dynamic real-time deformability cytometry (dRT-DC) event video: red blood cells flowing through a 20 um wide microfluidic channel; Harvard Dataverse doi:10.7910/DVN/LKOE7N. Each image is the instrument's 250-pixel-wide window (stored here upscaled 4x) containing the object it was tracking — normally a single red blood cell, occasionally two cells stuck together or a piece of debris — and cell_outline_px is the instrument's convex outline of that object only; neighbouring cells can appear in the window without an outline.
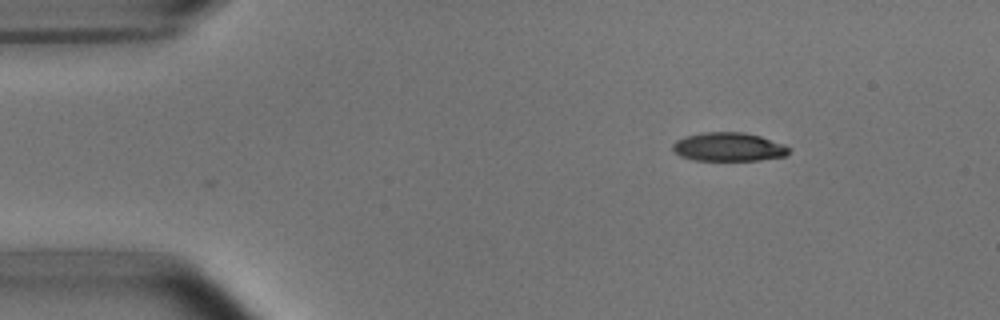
{"species": "common noctule bat (a hibernating species)", "species_latin": "Nyctalus noctula", "temperature_condition": "room temperature", "stored_images_in_passage": 6, "camera_frame_rate_fps": 3000, "um_per_image_px": 0.085, "animal": {"sex": "male", "body_mass_g": 15.6}, "frame": {"image": 1, "passage_image": 6, "time_ms": 1.667, "image_size_px": [1000, 320], "cell_outline_px": [[792, 148], [784, 156], [760, 160], [692, 160], [680, 156], [672, 148], [672, 144], [676, 140], [684, 136], [704, 132], [744, 132], [760, 136], [784, 144]], "centroid_in_image_um": [61.92, 12.48], "position_along_channel_um": 23.1, "area_um2": 19.48}}